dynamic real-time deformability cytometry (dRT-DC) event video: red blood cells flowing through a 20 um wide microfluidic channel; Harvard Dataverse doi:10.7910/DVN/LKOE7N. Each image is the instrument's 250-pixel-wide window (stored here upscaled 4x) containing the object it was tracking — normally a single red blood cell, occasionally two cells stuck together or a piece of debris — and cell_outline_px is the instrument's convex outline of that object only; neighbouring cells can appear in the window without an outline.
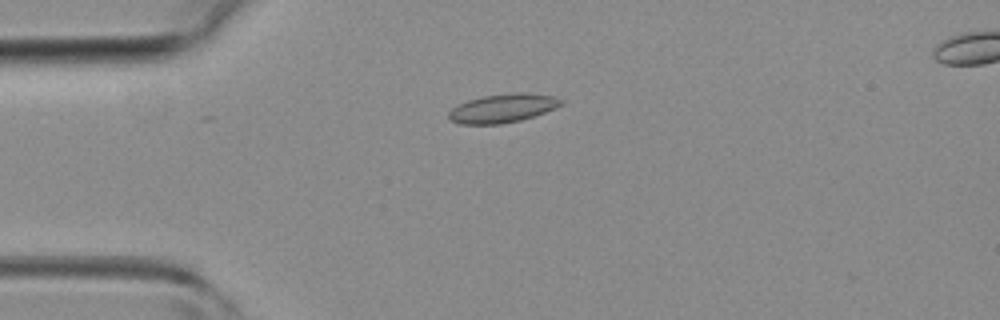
{"species": "common noctule bat (a hibernating species)", "species_latin": "Nyctalus noctula", "temperature_condition": "room temperature", "stored_images_in_passage": 34, "camera_frame_rate_fps": 3000, "um_per_image_px": 0.085, "animal": {"sex": "female", "body_mass_g": 19.3, "forearm_length_mm": 54.1}, "frame": {"image": 1, "passage_image": 3, "time_ms": 0.667, "image_size_px": [1000, 320], "cell_outline_px": [[564, 104], [556, 108], [520, 120], [500, 124], [460, 124], [448, 120], [448, 112], [452, 108], [468, 100], [484, 96], [520, 92], [524, 92], [552, 96], [564, 100]], "centroid_in_image_um": [42.72, 9.2], "position_along_channel_um": 42.3, "area_um2": 18.67}}
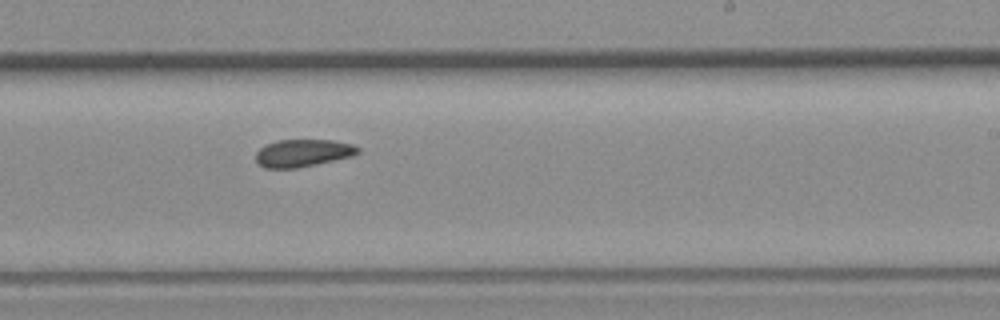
{"frame": {"image": 2, "passage_image": 19, "time_ms": 6.0, "image_size_px": [1000, 320], "cell_outline_px": [[360, 152], [352, 156], [316, 164], [296, 168], [264, 168], [256, 160], [256, 152], [264, 144], [276, 140], [332, 140], [352, 144], [360, 148]], "centroid_in_image_um": [25.73, 13.0], "position_along_channel_um": 263.3, "area_um2": 16.36}}
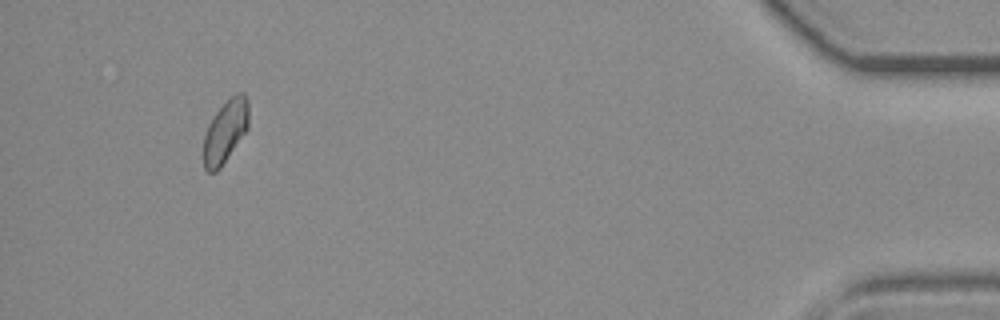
{"frame": {"image": 3, "passage_image": 34, "time_ms": 11.0, "image_size_px": [1000, 320], "cell_outline_px": [[248, 128], [220, 168], [216, 172], [208, 172], [204, 168], [204, 136], [208, 124], [216, 112], [236, 92], [244, 92], [248, 100]], "centroid_in_image_um": [19.16, 11.16], "position_along_channel_um": 416.0, "area_um2": 16.3}}